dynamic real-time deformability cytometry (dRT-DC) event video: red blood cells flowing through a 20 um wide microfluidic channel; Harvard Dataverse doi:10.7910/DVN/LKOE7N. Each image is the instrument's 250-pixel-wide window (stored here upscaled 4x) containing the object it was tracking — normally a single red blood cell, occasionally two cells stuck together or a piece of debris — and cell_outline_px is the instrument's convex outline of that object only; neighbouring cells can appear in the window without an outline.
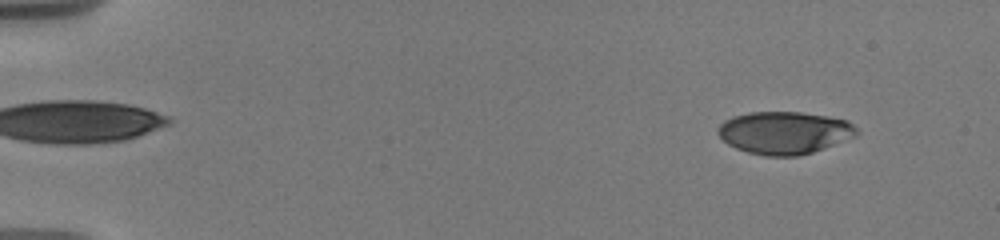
{"species": "human", "species_latin": "Homo sapiens", "temperature_condition": "warm", "stored_images_in_passage": 41, "camera_frame_rate_fps": 3000, "um_per_image_px": 0.085, "donor": {"sex": "male"}, "frame": {"image": 1, "passage_image": 4, "time_ms": 1.333, "image_size_px": [1000, 240], "cell_outline_px": [[860, 132], [856, 136], [812, 152], [796, 156], [764, 156], [748, 152], [736, 148], [728, 144], [716, 132], [716, 128], [724, 120], [732, 116], [748, 112], [800, 112], [848, 120]], "centroid_in_image_um": [66.64, 11.27], "position_along_channel_um": 18.4, "area_um2": 34.33}}
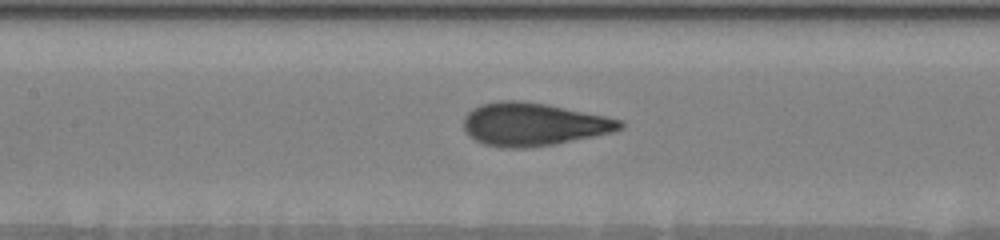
{"frame": {"image": 2, "passage_image": 22, "time_ms": 8.667, "image_size_px": [1000, 240], "cell_outline_px": [[624, 128], [612, 132], [556, 144], [528, 148], [500, 148], [484, 144], [468, 136], [464, 128], [464, 116], [472, 108], [480, 104], [496, 100], [520, 100], [548, 104], [624, 120]], "centroid_in_image_um": [45.32, 10.56], "position_along_channel_um": 162.1, "area_um2": 39.59}}
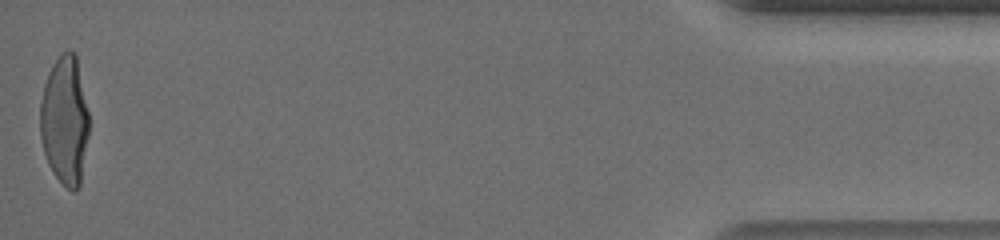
{"frame": {"image": 3, "passage_image": 41, "time_ms": 18.0, "image_size_px": [1000, 240], "cell_outline_px": [[88, 136], [80, 184], [72, 192], [52, 172], [48, 164], [44, 152], [40, 136], [40, 100], [44, 84], [48, 72], [52, 64], [60, 52], [68, 48], [76, 52], [88, 112]], "centroid_in_image_um": [5.49, 10.16], "position_along_channel_um": 429.7, "area_um2": 36.88}, "authors_computed_cell_mechanics": {"area_um2": 37.2232, "velocity_mm_per_s": 3.7062, "shape_relaxation_time_tau1_ms": 3.9663, "shape_relaxation_time_tau2_ms": null, "deformation_change_tau1": 0.2164, "deformation_change_tau2": null}}